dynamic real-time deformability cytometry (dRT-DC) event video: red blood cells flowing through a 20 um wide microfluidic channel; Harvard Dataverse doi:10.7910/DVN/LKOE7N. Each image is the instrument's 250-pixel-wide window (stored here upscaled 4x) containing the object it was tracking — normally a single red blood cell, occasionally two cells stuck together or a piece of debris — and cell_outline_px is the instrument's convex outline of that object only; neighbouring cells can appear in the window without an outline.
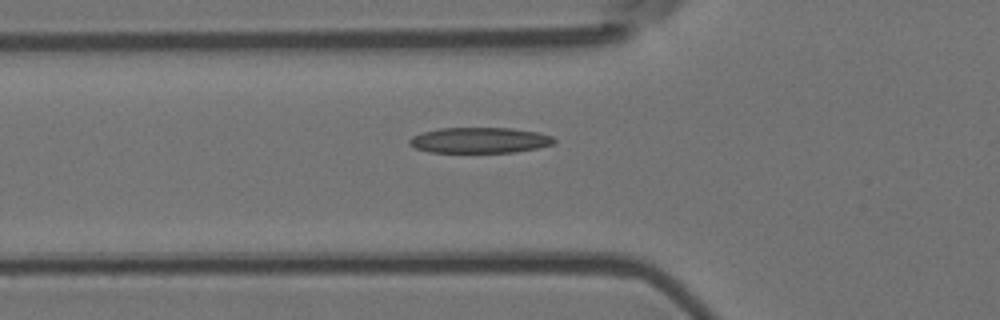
{"species": "Egyptian fruit bat (a non-hibernating species)", "species_latin": "Rousettus aegyptiacus", "temperature_condition": "room temperature", "stored_images_in_passage": 5, "camera_frame_rate_fps": 3000, "um_per_image_px": 0.085, "animal": {"sex": "female"}, "frame": {"image": 1, "passage_image": 5, "time_ms": 1.333, "image_size_px": [1000, 320], "cell_outline_px": [[556, 140], [552, 144], [536, 148], [516, 152], [428, 152], [416, 148], [408, 144], [408, 140], [412, 136], [424, 132], [440, 128], [512, 128], [536, 132], [552, 136]], "centroid_in_image_um": [40.75, 11.92], "position_along_channel_um": 85.1, "area_um2": 21.5}}